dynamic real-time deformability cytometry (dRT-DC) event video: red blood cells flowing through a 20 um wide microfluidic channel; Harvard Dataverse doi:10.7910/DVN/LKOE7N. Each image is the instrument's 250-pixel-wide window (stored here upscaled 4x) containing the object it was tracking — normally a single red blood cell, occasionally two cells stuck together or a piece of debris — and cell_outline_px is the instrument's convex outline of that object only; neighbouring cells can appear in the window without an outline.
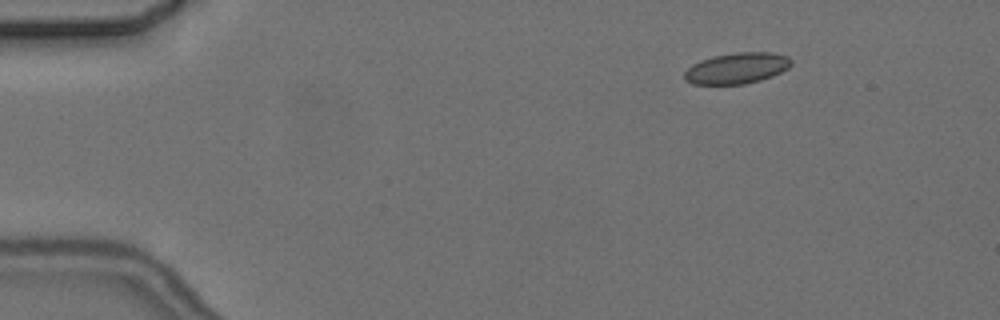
{"species": "common noctule bat (a hibernating species)", "species_latin": "Nyctalus noctula", "temperature_condition": "cold", "stored_images_in_passage": 5, "camera_frame_rate_fps": 3000, "um_per_image_px": 0.085, "animal": {"sex": "female", "body_mass_g": 24.6, "forearm_length_mm": 56.2}, "frame": {"image": 1, "passage_image": 3, "time_ms": 2.333, "image_size_px": [1000, 320], "cell_outline_px": [[792, 64], [788, 68], [772, 76], [760, 80], [744, 84], [692, 84], [684, 80], [684, 72], [692, 64], [700, 60], [712, 56], [732, 52], [772, 52], [788, 56], [792, 60]], "centroid_in_image_um": [62.62, 5.79], "position_along_channel_um": 22.4, "area_um2": 19.48}}